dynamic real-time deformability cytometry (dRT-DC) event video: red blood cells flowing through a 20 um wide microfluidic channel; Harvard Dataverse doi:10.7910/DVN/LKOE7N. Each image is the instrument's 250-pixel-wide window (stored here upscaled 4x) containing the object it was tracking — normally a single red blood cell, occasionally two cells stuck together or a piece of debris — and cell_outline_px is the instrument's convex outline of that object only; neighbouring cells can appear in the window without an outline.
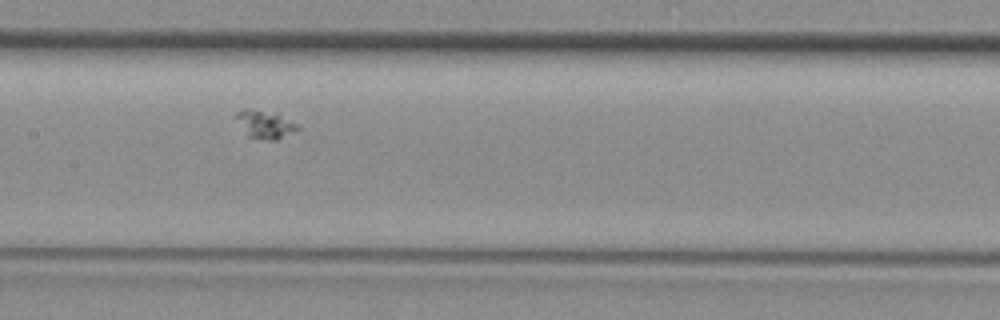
{"species": "common noctule bat (a hibernating species)", "species_latin": "Nyctalus noctula", "temperature_condition": "room temperature", "stored_images_in_passage": 32, "segment_of_instrument_passage": [1, 2], "camera_frame_rate_fps": 3000, "um_per_image_px": 0.085, "animal": {"sex": "female", "body_mass_g": 29.2, "forearm_length_mm": 56.3}, "frame": {"image": 1, "passage_image": 11, "time_ms": 3.333, "image_size_px": [1000, 320], "cell_outline_px": [[300, 128], [276, 140], [268, 140], [248, 136], [232, 116], [236, 112], [244, 108], [252, 108], [276, 112], [300, 124]], "centroid_in_image_um": [22.5, 10.52], "position_along_channel_um": 184.9, "area_um2": 10.4}}